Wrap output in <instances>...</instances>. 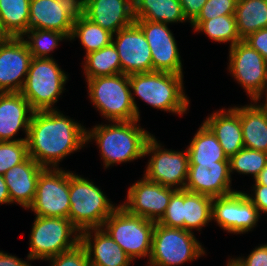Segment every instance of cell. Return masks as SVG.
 Listing matches in <instances>:
<instances>
[{
    "mask_svg": "<svg viewBox=\"0 0 267 266\" xmlns=\"http://www.w3.org/2000/svg\"><path fill=\"white\" fill-rule=\"evenodd\" d=\"M28 155L44 168H59L67 155L86 142V128L60 110L34 111L27 136Z\"/></svg>",
    "mask_w": 267,
    "mask_h": 266,
    "instance_id": "obj_1",
    "label": "cell"
},
{
    "mask_svg": "<svg viewBox=\"0 0 267 266\" xmlns=\"http://www.w3.org/2000/svg\"><path fill=\"white\" fill-rule=\"evenodd\" d=\"M139 121H113L86 130V142L96 141L105 168L144 156L146 143L153 134L142 129Z\"/></svg>",
    "mask_w": 267,
    "mask_h": 266,
    "instance_id": "obj_2",
    "label": "cell"
},
{
    "mask_svg": "<svg viewBox=\"0 0 267 266\" xmlns=\"http://www.w3.org/2000/svg\"><path fill=\"white\" fill-rule=\"evenodd\" d=\"M183 75L169 72H148L129 75L132 100L140 120L139 108L135 101L137 95L153 108L182 115L190 104L184 93Z\"/></svg>",
    "mask_w": 267,
    "mask_h": 266,
    "instance_id": "obj_3",
    "label": "cell"
},
{
    "mask_svg": "<svg viewBox=\"0 0 267 266\" xmlns=\"http://www.w3.org/2000/svg\"><path fill=\"white\" fill-rule=\"evenodd\" d=\"M68 219L80 231L102 228L117 208L94 183L69 171Z\"/></svg>",
    "mask_w": 267,
    "mask_h": 266,
    "instance_id": "obj_4",
    "label": "cell"
},
{
    "mask_svg": "<svg viewBox=\"0 0 267 266\" xmlns=\"http://www.w3.org/2000/svg\"><path fill=\"white\" fill-rule=\"evenodd\" d=\"M86 80L89 98L101 116L109 122L138 119L132 100L129 75L120 73Z\"/></svg>",
    "mask_w": 267,
    "mask_h": 266,
    "instance_id": "obj_5",
    "label": "cell"
},
{
    "mask_svg": "<svg viewBox=\"0 0 267 266\" xmlns=\"http://www.w3.org/2000/svg\"><path fill=\"white\" fill-rule=\"evenodd\" d=\"M68 75L53 57L32 58L21 94L34 111L56 110L52 106L63 93Z\"/></svg>",
    "mask_w": 267,
    "mask_h": 266,
    "instance_id": "obj_6",
    "label": "cell"
},
{
    "mask_svg": "<svg viewBox=\"0 0 267 266\" xmlns=\"http://www.w3.org/2000/svg\"><path fill=\"white\" fill-rule=\"evenodd\" d=\"M80 234L68 218L36 216L27 260H47L70 250L80 243Z\"/></svg>",
    "mask_w": 267,
    "mask_h": 266,
    "instance_id": "obj_7",
    "label": "cell"
},
{
    "mask_svg": "<svg viewBox=\"0 0 267 266\" xmlns=\"http://www.w3.org/2000/svg\"><path fill=\"white\" fill-rule=\"evenodd\" d=\"M155 223L130 214L119 205L105 220L102 228L133 261L134 258H150Z\"/></svg>",
    "mask_w": 267,
    "mask_h": 266,
    "instance_id": "obj_8",
    "label": "cell"
},
{
    "mask_svg": "<svg viewBox=\"0 0 267 266\" xmlns=\"http://www.w3.org/2000/svg\"><path fill=\"white\" fill-rule=\"evenodd\" d=\"M194 233L182 228H169L155 223L148 266H179L194 261L205 253Z\"/></svg>",
    "mask_w": 267,
    "mask_h": 266,
    "instance_id": "obj_9",
    "label": "cell"
},
{
    "mask_svg": "<svg viewBox=\"0 0 267 266\" xmlns=\"http://www.w3.org/2000/svg\"><path fill=\"white\" fill-rule=\"evenodd\" d=\"M155 136H151L145 146L144 157L151 154L144 177L162 186L183 190L189 170V156L186 151L162 148Z\"/></svg>",
    "mask_w": 267,
    "mask_h": 266,
    "instance_id": "obj_10",
    "label": "cell"
},
{
    "mask_svg": "<svg viewBox=\"0 0 267 266\" xmlns=\"http://www.w3.org/2000/svg\"><path fill=\"white\" fill-rule=\"evenodd\" d=\"M28 209L36 216L68 218L69 171L45 168L39 175L35 197Z\"/></svg>",
    "mask_w": 267,
    "mask_h": 266,
    "instance_id": "obj_11",
    "label": "cell"
},
{
    "mask_svg": "<svg viewBox=\"0 0 267 266\" xmlns=\"http://www.w3.org/2000/svg\"><path fill=\"white\" fill-rule=\"evenodd\" d=\"M86 0H30L29 29L63 33L69 40L74 22L85 16Z\"/></svg>",
    "mask_w": 267,
    "mask_h": 266,
    "instance_id": "obj_12",
    "label": "cell"
},
{
    "mask_svg": "<svg viewBox=\"0 0 267 266\" xmlns=\"http://www.w3.org/2000/svg\"><path fill=\"white\" fill-rule=\"evenodd\" d=\"M230 74L251 98L256 100L267 86V62L244 40L229 48Z\"/></svg>",
    "mask_w": 267,
    "mask_h": 266,
    "instance_id": "obj_13",
    "label": "cell"
},
{
    "mask_svg": "<svg viewBox=\"0 0 267 266\" xmlns=\"http://www.w3.org/2000/svg\"><path fill=\"white\" fill-rule=\"evenodd\" d=\"M211 215L223 230L234 234L251 231L260 218L258 209L246 193L237 190L226 196L214 197Z\"/></svg>",
    "mask_w": 267,
    "mask_h": 266,
    "instance_id": "obj_14",
    "label": "cell"
},
{
    "mask_svg": "<svg viewBox=\"0 0 267 266\" xmlns=\"http://www.w3.org/2000/svg\"><path fill=\"white\" fill-rule=\"evenodd\" d=\"M151 50L153 71L183 75L182 60L173 33L168 24L135 20Z\"/></svg>",
    "mask_w": 267,
    "mask_h": 266,
    "instance_id": "obj_15",
    "label": "cell"
},
{
    "mask_svg": "<svg viewBox=\"0 0 267 266\" xmlns=\"http://www.w3.org/2000/svg\"><path fill=\"white\" fill-rule=\"evenodd\" d=\"M177 190L148 181L144 176L132 186L126 202L121 204L130 214L158 222L164 215L171 196Z\"/></svg>",
    "mask_w": 267,
    "mask_h": 266,
    "instance_id": "obj_16",
    "label": "cell"
},
{
    "mask_svg": "<svg viewBox=\"0 0 267 266\" xmlns=\"http://www.w3.org/2000/svg\"><path fill=\"white\" fill-rule=\"evenodd\" d=\"M115 37V39H114ZM121 62V73L131 75L153 72L152 55L142 30L134 23L112 37Z\"/></svg>",
    "mask_w": 267,
    "mask_h": 266,
    "instance_id": "obj_17",
    "label": "cell"
},
{
    "mask_svg": "<svg viewBox=\"0 0 267 266\" xmlns=\"http://www.w3.org/2000/svg\"><path fill=\"white\" fill-rule=\"evenodd\" d=\"M32 58L22 37L0 43V93L21 92Z\"/></svg>",
    "mask_w": 267,
    "mask_h": 266,
    "instance_id": "obj_18",
    "label": "cell"
},
{
    "mask_svg": "<svg viewBox=\"0 0 267 266\" xmlns=\"http://www.w3.org/2000/svg\"><path fill=\"white\" fill-rule=\"evenodd\" d=\"M231 181L229 161L189 163L184 190L212 198L221 197L235 192L231 189Z\"/></svg>",
    "mask_w": 267,
    "mask_h": 266,
    "instance_id": "obj_19",
    "label": "cell"
},
{
    "mask_svg": "<svg viewBox=\"0 0 267 266\" xmlns=\"http://www.w3.org/2000/svg\"><path fill=\"white\" fill-rule=\"evenodd\" d=\"M85 17L114 35L135 23L133 0H86Z\"/></svg>",
    "mask_w": 267,
    "mask_h": 266,
    "instance_id": "obj_20",
    "label": "cell"
},
{
    "mask_svg": "<svg viewBox=\"0 0 267 266\" xmlns=\"http://www.w3.org/2000/svg\"><path fill=\"white\" fill-rule=\"evenodd\" d=\"M80 235V243L86 249L90 266H129L132 262L103 228L88 229Z\"/></svg>",
    "mask_w": 267,
    "mask_h": 266,
    "instance_id": "obj_21",
    "label": "cell"
},
{
    "mask_svg": "<svg viewBox=\"0 0 267 266\" xmlns=\"http://www.w3.org/2000/svg\"><path fill=\"white\" fill-rule=\"evenodd\" d=\"M33 112L20 92L0 93V141H13L20 129L27 138Z\"/></svg>",
    "mask_w": 267,
    "mask_h": 266,
    "instance_id": "obj_22",
    "label": "cell"
},
{
    "mask_svg": "<svg viewBox=\"0 0 267 266\" xmlns=\"http://www.w3.org/2000/svg\"><path fill=\"white\" fill-rule=\"evenodd\" d=\"M44 169L28 156L22 163L5 172L3 177L12 204L15 202L25 209L29 208L35 197L39 175Z\"/></svg>",
    "mask_w": 267,
    "mask_h": 266,
    "instance_id": "obj_23",
    "label": "cell"
},
{
    "mask_svg": "<svg viewBox=\"0 0 267 266\" xmlns=\"http://www.w3.org/2000/svg\"><path fill=\"white\" fill-rule=\"evenodd\" d=\"M204 124L213 132L228 159L244 148L239 106L213 112Z\"/></svg>",
    "mask_w": 267,
    "mask_h": 266,
    "instance_id": "obj_24",
    "label": "cell"
},
{
    "mask_svg": "<svg viewBox=\"0 0 267 266\" xmlns=\"http://www.w3.org/2000/svg\"><path fill=\"white\" fill-rule=\"evenodd\" d=\"M253 102L239 107L244 148L267 153V112Z\"/></svg>",
    "mask_w": 267,
    "mask_h": 266,
    "instance_id": "obj_25",
    "label": "cell"
},
{
    "mask_svg": "<svg viewBox=\"0 0 267 266\" xmlns=\"http://www.w3.org/2000/svg\"><path fill=\"white\" fill-rule=\"evenodd\" d=\"M135 20L160 23L189 22L179 0H133Z\"/></svg>",
    "mask_w": 267,
    "mask_h": 266,
    "instance_id": "obj_26",
    "label": "cell"
},
{
    "mask_svg": "<svg viewBox=\"0 0 267 266\" xmlns=\"http://www.w3.org/2000/svg\"><path fill=\"white\" fill-rule=\"evenodd\" d=\"M189 163L229 161L213 132L202 123L187 147Z\"/></svg>",
    "mask_w": 267,
    "mask_h": 266,
    "instance_id": "obj_27",
    "label": "cell"
},
{
    "mask_svg": "<svg viewBox=\"0 0 267 266\" xmlns=\"http://www.w3.org/2000/svg\"><path fill=\"white\" fill-rule=\"evenodd\" d=\"M235 17L241 40L267 28V0H238Z\"/></svg>",
    "mask_w": 267,
    "mask_h": 266,
    "instance_id": "obj_28",
    "label": "cell"
},
{
    "mask_svg": "<svg viewBox=\"0 0 267 266\" xmlns=\"http://www.w3.org/2000/svg\"><path fill=\"white\" fill-rule=\"evenodd\" d=\"M30 0H0V25L8 37H22L29 30Z\"/></svg>",
    "mask_w": 267,
    "mask_h": 266,
    "instance_id": "obj_29",
    "label": "cell"
},
{
    "mask_svg": "<svg viewBox=\"0 0 267 266\" xmlns=\"http://www.w3.org/2000/svg\"><path fill=\"white\" fill-rule=\"evenodd\" d=\"M84 63L83 69L86 79L121 73L119 54L112 42L97 51L88 53L85 56Z\"/></svg>",
    "mask_w": 267,
    "mask_h": 266,
    "instance_id": "obj_30",
    "label": "cell"
},
{
    "mask_svg": "<svg viewBox=\"0 0 267 266\" xmlns=\"http://www.w3.org/2000/svg\"><path fill=\"white\" fill-rule=\"evenodd\" d=\"M213 198L184 190L183 218L184 230L200 229L212 221Z\"/></svg>",
    "mask_w": 267,
    "mask_h": 266,
    "instance_id": "obj_31",
    "label": "cell"
},
{
    "mask_svg": "<svg viewBox=\"0 0 267 266\" xmlns=\"http://www.w3.org/2000/svg\"><path fill=\"white\" fill-rule=\"evenodd\" d=\"M196 32H204L219 43L230 42V47L241 41L235 15H222L209 20H193L190 23Z\"/></svg>",
    "mask_w": 267,
    "mask_h": 266,
    "instance_id": "obj_32",
    "label": "cell"
},
{
    "mask_svg": "<svg viewBox=\"0 0 267 266\" xmlns=\"http://www.w3.org/2000/svg\"><path fill=\"white\" fill-rule=\"evenodd\" d=\"M75 37L79 38L81 45L86 50L85 55H87L109 45L112 42L113 34L84 16L74 22L69 40H74Z\"/></svg>",
    "mask_w": 267,
    "mask_h": 266,
    "instance_id": "obj_33",
    "label": "cell"
},
{
    "mask_svg": "<svg viewBox=\"0 0 267 266\" xmlns=\"http://www.w3.org/2000/svg\"><path fill=\"white\" fill-rule=\"evenodd\" d=\"M22 38L26 39L24 41L33 58H50V52L57 48L58 43L63 39L68 40L61 32L45 29H29Z\"/></svg>",
    "mask_w": 267,
    "mask_h": 266,
    "instance_id": "obj_34",
    "label": "cell"
},
{
    "mask_svg": "<svg viewBox=\"0 0 267 266\" xmlns=\"http://www.w3.org/2000/svg\"><path fill=\"white\" fill-rule=\"evenodd\" d=\"M267 165V153L263 151L242 148L229 158L230 174L233 171L239 174H251L254 179Z\"/></svg>",
    "mask_w": 267,
    "mask_h": 266,
    "instance_id": "obj_35",
    "label": "cell"
},
{
    "mask_svg": "<svg viewBox=\"0 0 267 266\" xmlns=\"http://www.w3.org/2000/svg\"><path fill=\"white\" fill-rule=\"evenodd\" d=\"M27 138H18L13 141H0V174L22 163L29 155Z\"/></svg>",
    "mask_w": 267,
    "mask_h": 266,
    "instance_id": "obj_36",
    "label": "cell"
},
{
    "mask_svg": "<svg viewBox=\"0 0 267 266\" xmlns=\"http://www.w3.org/2000/svg\"><path fill=\"white\" fill-rule=\"evenodd\" d=\"M184 189L177 190L170 199L163 217L157 222L169 228L184 229L183 218Z\"/></svg>",
    "mask_w": 267,
    "mask_h": 266,
    "instance_id": "obj_37",
    "label": "cell"
},
{
    "mask_svg": "<svg viewBox=\"0 0 267 266\" xmlns=\"http://www.w3.org/2000/svg\"><path fill=\"white\" fill-rule=\"evenodd\" d=\"M47 260L51 266H90L86 249L81 243Z\"/></svg>",
    "mask_w": 267,
    "mask_h": 266,
    "instance_id": "obj_38",
    "label": "cell"
},
{
    "mask_svg": "<svg viewBox=\"0 0 267 266\" xmlns=\"http://www.w3.org/2000/svg\"><path fill=\"white\" fill-rule=\"evenodd\" d=\"M238 0H207L194 20H209L222 15H235Z\"/></svg>",
    "mask_w": 267,
    "mask_h": 266,
    "instance_id": "obj_39",
    "label": "cell"
},
{
    "mask_svg": "<svg viewBox=\"0 0 267 266\" xmlns=\"http://www.w3.org/2000/svg\"><path fill=\"white\" fill-rule=\"evenodd\" d=\"M229 261L234 266H267V244L253 249L247 258L237 257Z\"/></svg>",
    "mask_w": 267,
    "mask_h": 266,
    "instance_id": "obj_40",
    "label": "cell"
},
{
    "mask_svg": "<svg viewBox=\"0 0 267 266\" xmlns=\"http://www.w3.org/2000/svg\"><path fill=\"white\" fill-rule=\"evenodd\" d=\"M244 41L260 53L267 62V28L260 29L250 34Z\"/></svg>",
    "mask_w": 267,
    "mask_h": 266,
    "instance_id": "obj_41",
    "label": "cell"
},
{
    "mask_svg": "<svg viewBox=\"0 0 267 266\" xmlns=\"http://www.w3.org/2000/svg\"><path fill=\"white\" fill-rule=\"evenodd\" d=\"M254 194H247V198L253 203V205L258 209L259 214L267 213V186L261 184H254L253 189Z\"/></svg>",
    "mask_w": 267,
    "mask_h": 266,
    "instance_id": "obj_42",
    "label": "cell"
},
{
    "mask_svg": "<svg viewBox=\"0 0 267 266\" xmlns=\"http://www.w3.org/2000/svg\"><path fill=\"white\" fill-rule=\"evenodd\" d=\"M183 13L191 23L200 13L207 0H179Z\"/></svg>",
    "mask_w": 267,
    "mask_h": 266,
    "instance_id": "obj_43",
    "label": "cell"
},
{
    "mask_svg": "<svg viewBox=\"0 0 267 266\" xmlns=\"http://www.w3.org/2000/svg\"><path fill=\"white\" fill-rule=\"evenodd\" d=\"M0 266H31V264L14 255L0 251Z\"/></svg>",
    "mask_w": 267,
    "mask_h": 266,
    "instance_id": "obj_44",
    "label": "cell"
},
{
    "mask_svg": "<svg viewBox=\"0 0 267 266\" xmlns=\"http://www.w3.org/2000/svg\"><path fill=\"white\" fill-rule=\"evenodd\" d=\"M0 204H11L9 190L3 175L0 174Z\"/></svg>",
    "mask_w": 267,
    "mask_h": 266,
    "instance_id": "obj_45",
    "label": "cell"
},
{
    "mask_svg": "<svg viewBox=\"0 0 267 266\" xmlns=\"http://www.w3.org/2000/svg\"><path fill=\"white\" fill-rule=\"evenodd\" d=\"M255 184H261L267 186V165L261 170L259 175L254 179Z\"/></svg>",
    "mask_w": 267,
    "mask_h": 266,
    "instance_id": "obj_46",
    "label": "cell"
},
{
    "mask_svg": "<svg viewBox=\"0 0 267 266\" xmlns=\"http://www.w3.org/2000/svg\"><path fill=\"white\" fill-rule=\"evenodd\" d=\"M266 94V96H265V103L263 104V103H260L259 105L267 112V86L265 87V89L263 90V92H262V94L255 100L257 103H258V101H260V99L263 97L262 95L263 94Z\"/></svg>",
    "mask_w": 267,
    "mask_h": 266,
    "instance_id": "obj_47",
    "label": "cell"
},
{
    "mask_svg": "<svg viewBox=\"0 0 267 266\" xmlns=\"http://www.w3.org/2000/svg\"><path fill=\"white\" fill-rule=\"evenodd\" d=\"M8 38L7 34L3 31L0 25V43L4 42Z\"/></svg>",
    "mask_w": 267,
    "mask_h": 266,
    "instance_id": "obj_48",
    "label": "cell"
},
{
    "mask_svg": "<svg viewBox=\"0 0 267 266\" xmlns=\"http://www.w3.org/2000/svg\"><path fill=\"white\" fill-rule=\"evenodd\" d=\"M226 265H227V266H234V265L229 261V259H228V262H227Z\"/></svg>",
    "mask_w": 267,
    "mask_h": 266,
    "instance_id": "obj_49",
    "label": "cell"
}]
</instances>
